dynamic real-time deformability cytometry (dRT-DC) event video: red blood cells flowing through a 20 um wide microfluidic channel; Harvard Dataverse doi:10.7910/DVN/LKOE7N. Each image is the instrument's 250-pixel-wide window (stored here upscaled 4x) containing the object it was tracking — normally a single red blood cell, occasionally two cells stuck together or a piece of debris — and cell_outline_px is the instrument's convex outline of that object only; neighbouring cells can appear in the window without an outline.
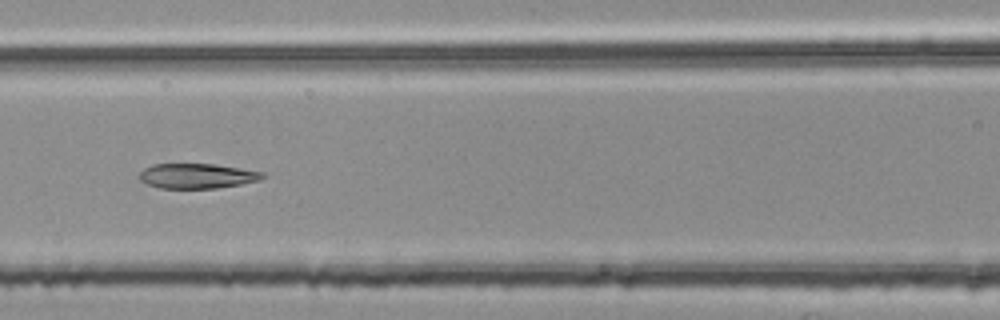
{"species": "common noctule bat (a hibernating species)", "species_latin": "Nyctalus noctula", "temperature_condition": "room temperature", "stored_images_in_passage": 37, "segment_of_instrument_passage": [2, 2], "camera_frame_rate_fps": 3000, "um_per_image_px": 0.085, "animal": {"sex": "female", "body_mass_g": 25.1}, "frame": {"image": 1, "passage_image": 24, "time_ms": 7.667, "image_size_px": [1000, 320], "cell_outline_px": [[264, 176], [260, 180], [240, 184], [216, 188], [160, 188], [148, 184], [140, 180], [140, 172], [144, 168], [152, 164], [216, 164], [264, 172]], "centroid_in_image_um": [16.75, 14.95], "position_along_channel_um": 149.9, "area_um2": 17.8}}
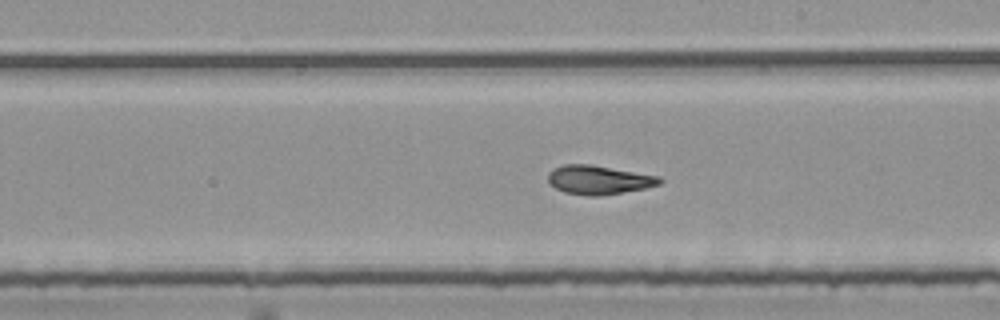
{"frame": {"image": 2, "passage_image": 31, "time_ms": 10.0, "image_size_px": [1000, 320], "cell_outline_px": [[664, 180], [660, 184], [644, 188], [600, 196], [584, 196], [564, 192], [556, 188], [548, 180], [548, 172], [552, 168], [564, 164], [592, 164], [660, 176]], "centroid_in_image_um": [50.89, 15.28], "position_along_channel_um": 238.1, "area_um2": 18.96}}
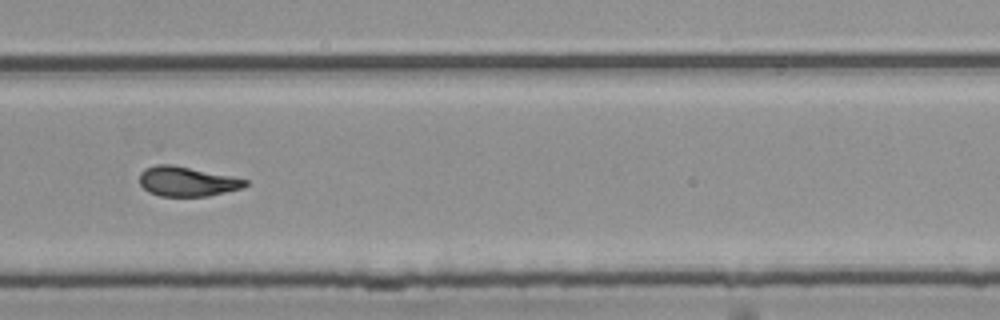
{"frame": {"image": 3, "passage_image": 37, "time_ms": 12.0, "image_size_px": [1000, 320], "cell_outline_px": [[248, 184], [240, 188], [208, 196], [160, 196], [148, 192], [140, 184], [140, 172], [144, 168], [156, 164], [172, 164], [232, 176], [248, 180]], "centroid_in_image_um": [15.86, 15.41], "position_along_channel_um": 313.9, "area_um2": 18.26}}